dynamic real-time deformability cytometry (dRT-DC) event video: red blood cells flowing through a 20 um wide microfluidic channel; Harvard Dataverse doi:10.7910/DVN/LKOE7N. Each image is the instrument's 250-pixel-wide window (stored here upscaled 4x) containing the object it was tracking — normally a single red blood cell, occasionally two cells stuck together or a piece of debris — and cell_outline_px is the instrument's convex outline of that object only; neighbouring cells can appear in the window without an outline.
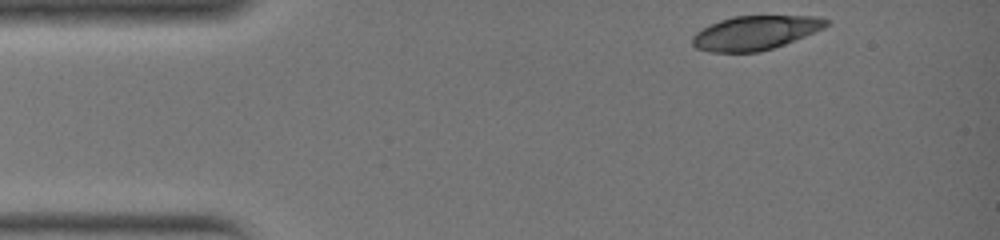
{"species": "common noctule bat (a hibernating species)", "species_latin": "Nyctalus noctula", "temperature_condition": "warm", "stored_images_in_passage": 28, "camera_frame_rate_fps": 3000, "um_per_image_px": 0.085, "animal": {"sex": "female", "body_mass_g": 19.0, "forearm_length_mm": 51.5}, "frame": {"image": 1, "passage_image": 1, "time_ms": 0.0, "image_size_px": [1000, 240], "cell_outline_px": [[828, 24], [824, 28], [784, 44], [772, 48], [756, 52], [708, 52], [696, 48], [692, 44], [692, 36], [696, 32], [720, 20], [732, 16], [816, 16], [828, 20]], "centroid_in_image_um": [64.17, 2.79], "position_along_channel_um": 20.8, "area_um2": 26.3}}
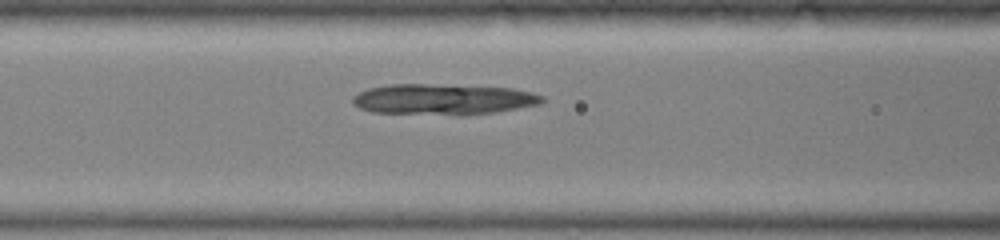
{"frame": {"image": 2, "passage_image": 11, "time_ms": 3.333, "image_size_px": [1000, 240], "cell_outline_px": [[544, 100], [540, 104], [496, 112], [464, 116], [456, 116], [372, 112], [360, 108], [352, 104], [352, 96], [368, 88], [388, 84], [428, 84], [512, 88], [532, 92], [544, 96]], "centroid_in_image_um": [37.66, 8.46], "position_along_channel_um": 128.9, "area_um2": 34.51}}
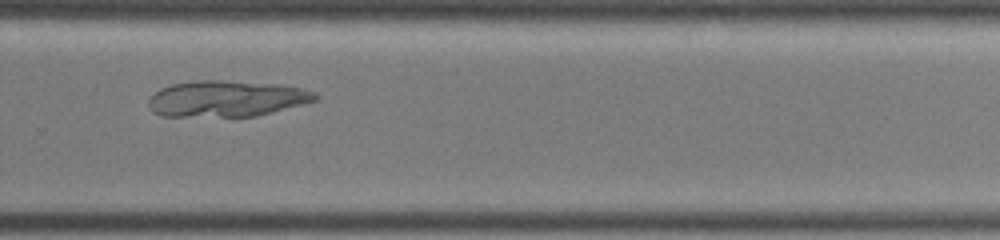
{"frame": {"image": 3, "passage_image": 21, "time_ms": 6.667, "image_size_px": [1000, 240], "cell_outline_px": [[320, 100], [256, 116], [160, 116], [152, 112], [148, 104], [148, 100], [160, 88], [172, 84], [196, 80], [220, 80], [276, 84], [300, 88], [316, 92], [320, 96]], "centroid_in_image_um": [19.28, 8.38], "position_along_channel_um": 310.5, "area_um2": 35.2}}